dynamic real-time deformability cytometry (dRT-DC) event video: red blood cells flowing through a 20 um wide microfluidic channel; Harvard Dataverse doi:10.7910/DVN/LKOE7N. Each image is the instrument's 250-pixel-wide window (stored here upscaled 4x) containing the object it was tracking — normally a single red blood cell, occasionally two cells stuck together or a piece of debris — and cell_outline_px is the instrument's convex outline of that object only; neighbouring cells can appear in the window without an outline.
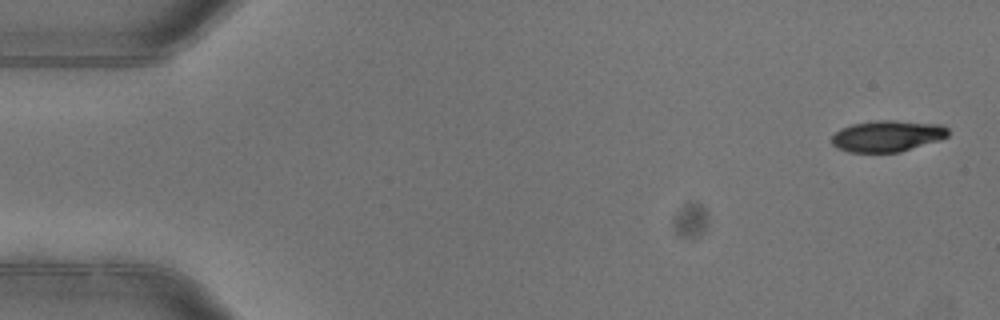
{"species": "common noctule bat (a hibernating species)", "species_latin": "Nyctalus noctula", "temperature_condition": "warm", "stored_images_in_passage": 6, "camera_frame_rate_fps": 3000, "um_per_image_px": 0.085, "animal": {"sex": "female"}, "frame": {"image": 1, "passage_image": 1, "time_ms": 0.0, "image_size_px": [1000, 320], "cell_outline_px": [[948, 136], [940, 140], [900, 152], [848, 152], [836, 148], [832, 144], [832, 136], [840, 128], [852, 124], [876, 120], [896, 120], [944, 124], [948, 128]], "centroid_in_image_um": [75.44, 11.55], "position_along_channel_um": 9.6, "area_um2": 21.5}}
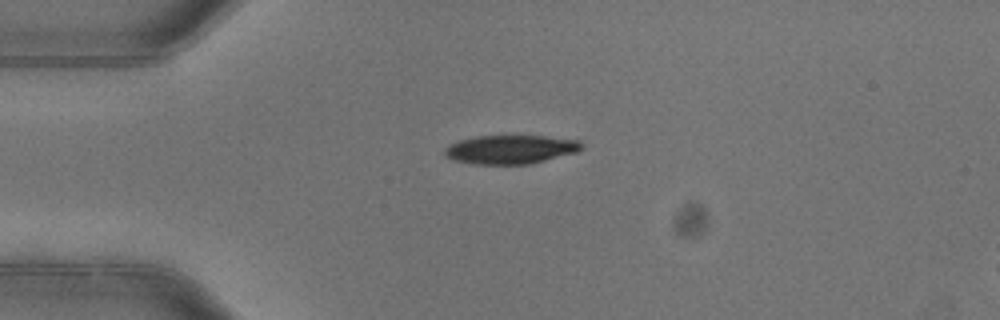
{"frame": {"image": 2, "passage_image": 4, "time_ms": 1.0, "image_size_px": [1000, 320], "cell_outline_px": [[584, 148], [576, 152], [528, 164], [472, 164], [452, 160], [444, 156], [444, 148], [460, 140], [476, 136], [544, 136], [580, 140], [584, 144]], "centroid_in_image_um": [43.39, 12.7], "position_along_channel_um": 41.6, "area_um2": 22.95}}